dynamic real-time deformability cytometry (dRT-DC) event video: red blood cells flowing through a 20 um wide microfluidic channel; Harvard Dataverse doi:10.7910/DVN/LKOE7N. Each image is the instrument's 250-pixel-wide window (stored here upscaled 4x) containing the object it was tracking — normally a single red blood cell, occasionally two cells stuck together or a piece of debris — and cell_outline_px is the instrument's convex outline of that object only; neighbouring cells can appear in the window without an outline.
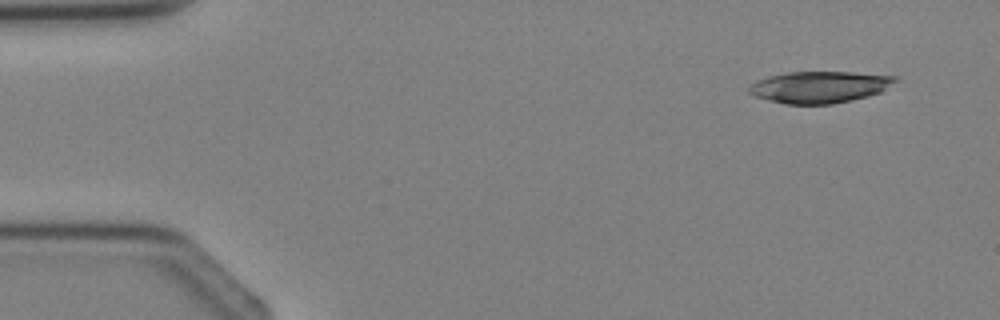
{"species": "Egyptian fruit bat (a non-hibernating species)", "species_latin": "Rousettus aegyptiacus", "temperature_condition": "cold", "stored_images_in_passage": 3, "camera_frame_rate_fps": 3000, "um_per_image_px": 0.085, "animal": {"sex": "female"}, "frame": {"image": 1, "passage_image": 1, "time_ms": 0.0, "image_size_px": [1000, 320], "cell_outline_px": [[900, 80], [880, 92], [868, 96], [852, 100], [832, 104], [784, 104], [756, 96], [748, 92], [748, 88], [752, 84], [768, 76], [788, 72], [852, 72], [900, 76]], "centroid_in_image_um": [69.73, 7.39], "position_along_channel_um": 15.3, "area_um2": 26.99}}